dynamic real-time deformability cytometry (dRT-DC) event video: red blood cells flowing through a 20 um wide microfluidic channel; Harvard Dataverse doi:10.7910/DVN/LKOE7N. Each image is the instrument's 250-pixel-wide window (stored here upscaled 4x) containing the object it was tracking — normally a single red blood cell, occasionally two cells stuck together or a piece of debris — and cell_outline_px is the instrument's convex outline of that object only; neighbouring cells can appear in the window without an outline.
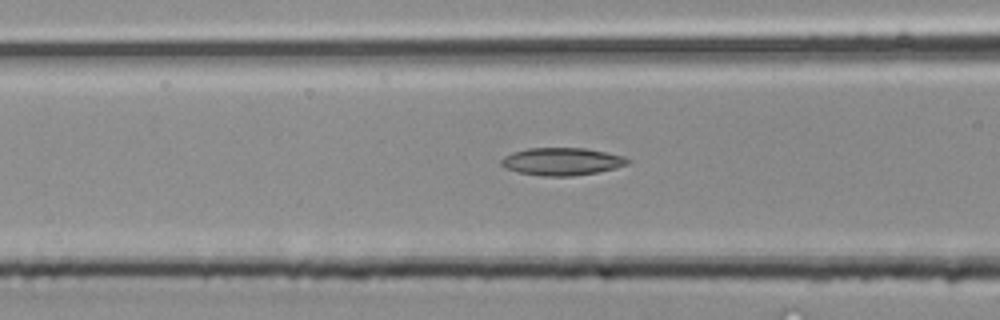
{"species": "common noctule bat (a hibernating species)", "species_latin": "Nyctalus noctula", "temperature_condition": "room temperature", "stored_images_in_passage": 29, "camera_frame_rate_fps": 3000, "um_per_image_px": 0.085, "animal": {"sex": "male", "body_mass_g": 20.4}, "frame": {"image": 1, "passage_image": 13, "time_ms": 4.0, "image_size_px": [1000, 320], "cell_outline_px": [[632, 160], [628, 164], [616, 168], [596, 172], [572, 176], [544, 176], [520, 172], [508, 168], [500, 164], [500, 160], [504, 156], [512, 152], [528, 148], [584, 148], [624, 156]], "centroid_in_image_um": [47.78, 13.72], "position_along_channel_um": 118.8, "area_um2": 20.17}}
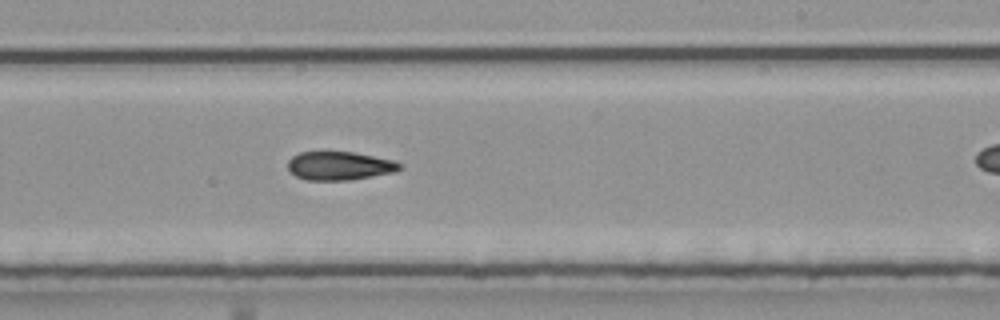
{"frame": {"image": 2, "passage_image": 21, "time_ms": 6.667, "image_size_px": [1000, 320], "cell_outline_px": [[404, 168], [392, 172], [348, 180], [304, 180], [296, 176], [288, 168], [288, 160], [292, 156], [300, 152], [352, 152], [392, 160], [400, 164]], "centroid_in_image_um": [28.81, 14.09], "position_along_channel_um": 260.2, "area_um2": 18.32}}